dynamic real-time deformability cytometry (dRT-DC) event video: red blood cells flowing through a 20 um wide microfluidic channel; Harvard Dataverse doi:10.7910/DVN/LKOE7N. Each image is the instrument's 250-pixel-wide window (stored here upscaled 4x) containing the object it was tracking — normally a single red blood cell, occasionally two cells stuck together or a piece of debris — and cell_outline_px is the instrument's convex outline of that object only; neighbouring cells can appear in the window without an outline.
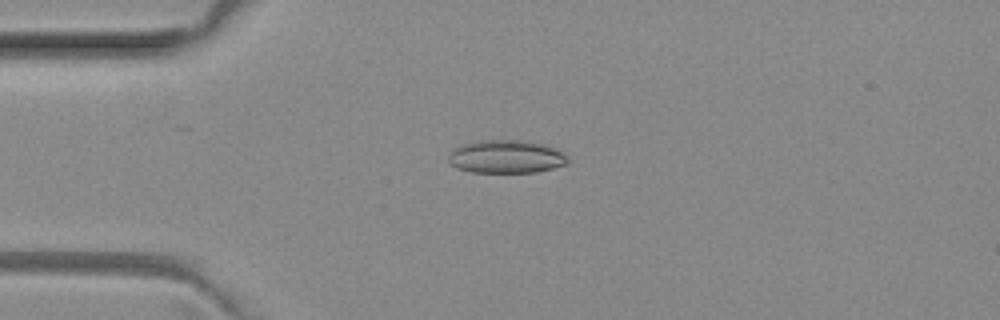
{"species": "common noctule bat (a hibernating species)", "species_latin": "Nyctalus noctula", "temperature_condition": "room temperature", "stored_images_in_passage": 6, "camera_frame_rate_fps": 3000, "um_per_image_px": 0.085, "animal": {"sex": "female", "body_mass_g": 29.2, "forearm_length_mm": 56.3}, "frame": {"image": 1, "passage_image": 3, "time_ms": 0.667, "image_size_px": [1000, 320], "cell_outline_px": [[568, 164], [536, 172], [472, 172], [456, 168], [448, 160], [448, 152], [452, 148], [460, 144], [472, 140], [520, 140], [548, 144], [564, 152], [568, 160]], "centroid_in_image_um": [43.0, 13.29], "position_along_channel_um": 42.0, "area_um2": 23.52}}
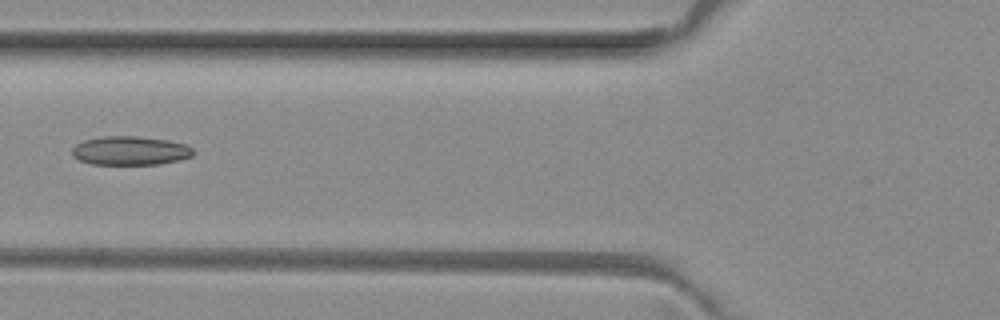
{"frame": {"image": 2, "passage_image": 5, "time_ms": 1.333, "image_size_px": [1000, 320], "cell_outline_px": [[192, 156], [180, 160], [160, 164], [92, 164], [80, 160], [72, 156], [72, 148], [76, 144], [84, 140], [100, 136], [136, 136], [168, 140], [188, 144], [192, 148]], "centroid_in_image_um": [11.07, 12.8], "position_along_channel_um": 114.7, "area_um2": 20.46}}
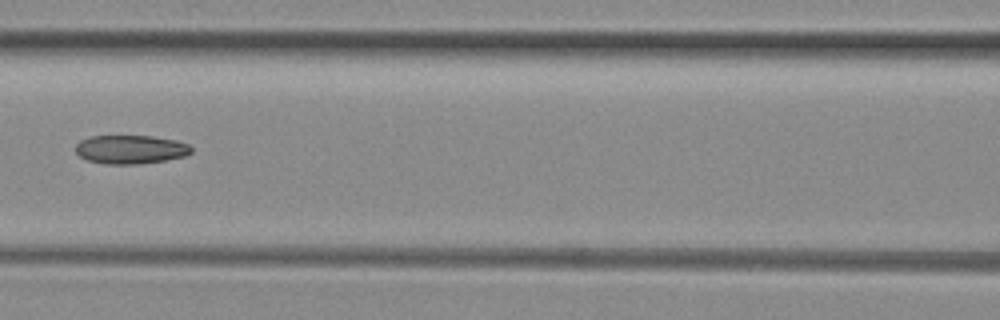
{"frame": {"image": 3, "passage_image": 6, "time_ms": 1.667, "image_size_px": [1000, 320], "cell_outline_px": [[192, 152], [184, 156], [164, 160], [136, 164], [104, 164], [88, 160], [80, 156], [76, 152], [76, 144], [80, 140], [92, 136], [152, 136], [176, 140], [188, 144], [192, 148]], "centroid_in_image_um": [11.09, 12.7], "position_along_channel_um": 155.5, "area_um2": 19.25}}